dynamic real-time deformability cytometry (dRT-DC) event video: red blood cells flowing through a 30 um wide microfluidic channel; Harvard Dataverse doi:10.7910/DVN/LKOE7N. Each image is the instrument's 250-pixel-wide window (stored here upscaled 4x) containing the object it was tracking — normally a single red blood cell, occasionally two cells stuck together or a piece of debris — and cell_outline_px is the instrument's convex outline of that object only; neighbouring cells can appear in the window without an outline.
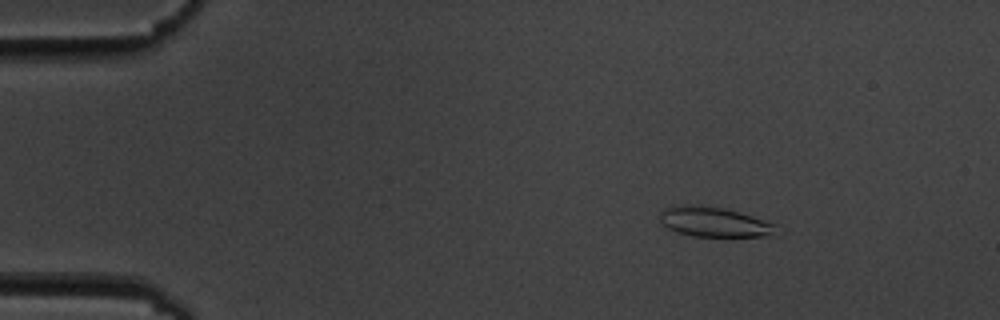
{"species": "common noctule bat (a hibernating species)", "species_latin": "Nyctalus noctula", "temperature_condition": "cold", "stored_images_in_passage": 5, "camera_frame_rate_fps": 3000, "um_per_image_px": 0.085, "animal": {"sex": "male", "body_mass_g": 19.5, "forearm_length_mm": 54.6}, "frame": {"image": 1, "passage_image": 2, "time_ms": 1.333, "image_size_px": [1000, 320], "cell_outline_px": [[784, 232], [776, 236], [692, 236], [668, 228], [660, 220], [660, 212], [664, 208], [692, 204], [724, 208], [740, 212], [776, 224]], "centroid_in_image_um": [60.83, 18.88], "position_along_channel_um": 24.2, "area_um2": 20.4}}
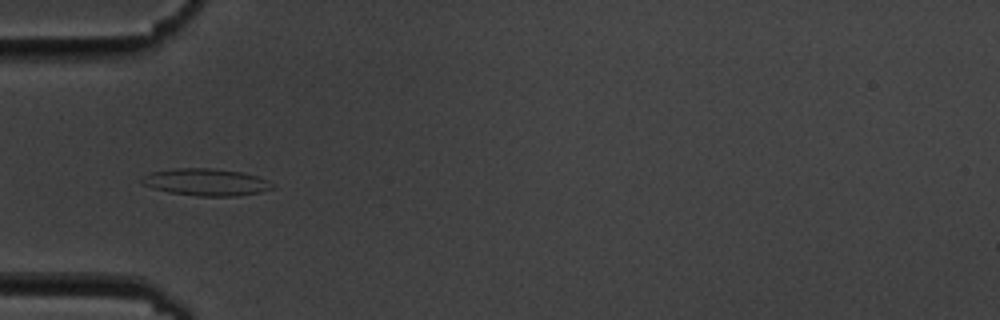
{"frame": {"image": 2, "passage_image": 5, "time_ms": 4.667, "image_size_px": [1000, 320], "cell_outline_px": [[276, 188], [260, 192], [236, 196], [196, 196], [168, 192], [152, 188], [140, 184], [140, 180], [144, 176], [152, 172], [176, 168], [212, 168], [244, 172], [268, 180], [276, 184]], "centroid_in_image_um": [17.54, 15.48], "position_along_channel_um": 67.5, "area_um2": 20.87}}